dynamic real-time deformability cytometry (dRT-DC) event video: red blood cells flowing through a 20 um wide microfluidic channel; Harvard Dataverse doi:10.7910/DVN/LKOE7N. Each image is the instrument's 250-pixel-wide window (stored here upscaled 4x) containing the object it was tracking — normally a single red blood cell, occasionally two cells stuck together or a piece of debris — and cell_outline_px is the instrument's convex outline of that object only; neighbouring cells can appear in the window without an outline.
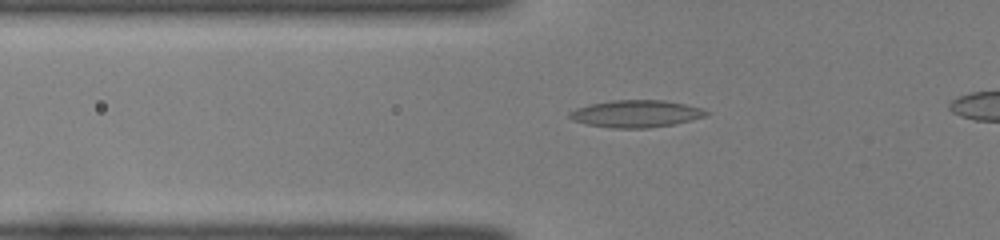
{"species": "common noctule bat (a hibernating species)", "species_latin": "Nyctalus noctula", "temperature_condition": "room temperature", "stored_images_in_passage": 45, "camera_frame_rate_fps": 3000, "um_per_image_px": 0.085, "animal": {"sex": "female", "body_mass_g": 22.0, "forearm_length_mm": 56.7}, "frame": {"image": 1, "passage_image": 17, "time_ms": 5.333, "image_size_px": [1000, 240], "cell_outline_px": [[708, 112], [704, 116], [676, 124], [648, 128], [612, 128], [588, 124], [572, 120], [568, 116], [568, 112], [576, 108], [588, 104], [612, 100], [664, 100], [684, 104], [700, 108]], "centroid_in_image_um": [54.0, 9.66], "position_along_channel_um": 71.8, "area_um2": 21.56}}
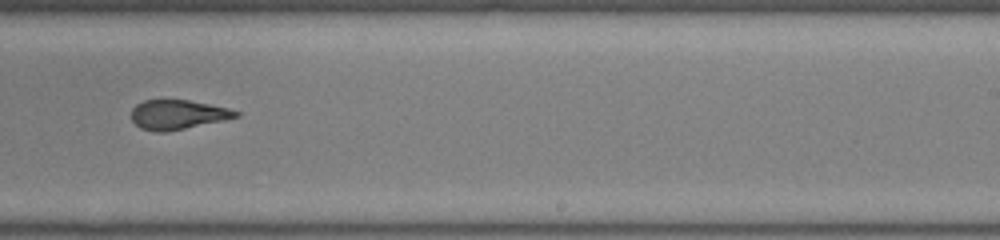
{"frame": {"image": 2, "passage_image": 32, "time_ms": 10.333, "image_size_px": [1000, 240], "cell_outline_px": [[240, 116], [224, 120], [164, 132], [156, 132], [140, 128], [132, 120], [132, 108], [136, 104], [144, 100], [188, 100], [228, 108], [240, 112]], "centroid_in_image_um": [15.09, 9.74], "position_along_channel_um": 273.9, "area_um2": 17.74}}
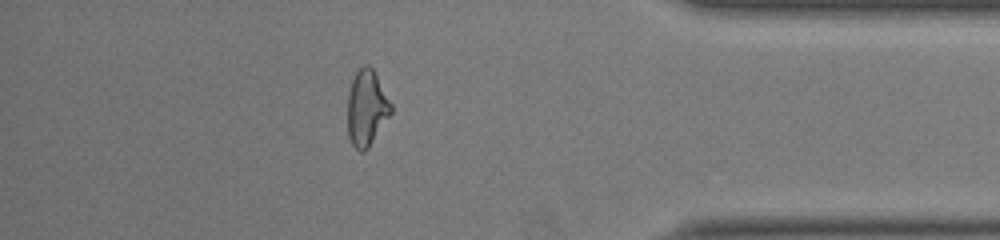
{"frame": {"image": 3, "passage_image": 43, "time_ms": 14.0, "image_size_px": [1000, 240], "cell_outline_px": [[392, 112], [368, 148], [364, 152], [360, 152], [352, 144], [348, 136], [348, 92], [352, 80], [356, 72], [364, 64], [368, 64], [376, 72], [392, 104]], "centroid_in_image_um": [31.17, 9.16], "position_along_channel_um": 404.0, "area_um2": 19.31}}